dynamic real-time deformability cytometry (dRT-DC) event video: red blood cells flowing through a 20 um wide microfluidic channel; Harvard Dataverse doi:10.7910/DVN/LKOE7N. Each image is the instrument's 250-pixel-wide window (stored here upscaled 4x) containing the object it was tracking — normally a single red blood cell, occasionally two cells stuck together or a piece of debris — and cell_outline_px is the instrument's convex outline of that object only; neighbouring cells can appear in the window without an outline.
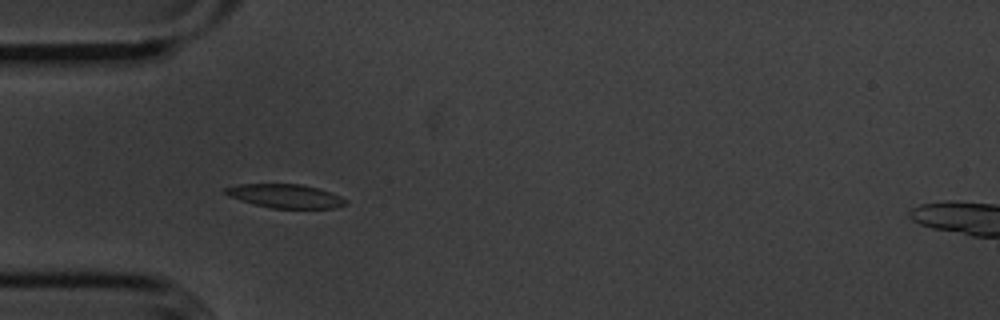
{"species": "common noctule bat (a hibernating species)", "species_latin": "Nyctalus noctula", "temperature_condition": "cold", "stored_images_in_passage": 55, "camera_frame_rate_fps": 3000, "um_per_image_px": 0.085, "animal": {"sex": "male", "body_mass_g": 20.1, "forearm_length_mm": 53.5}, "frame": {"image": 1, "passage_image": 16, "time_ms": 5.0, "image_size_px": [1000, 320], "cell_outline_px": [[348, 204], [336, 208], [272, 208], [240, 200], [228, 196], [220, 192], [224, 188], [236, 184], [300, 184], [316, 188], [340, 196], [348, 200]], "centroid_in_image_um": [24.21, 16.66], "position_along_channel_um": 60.8, "area_um2": 16.65}}
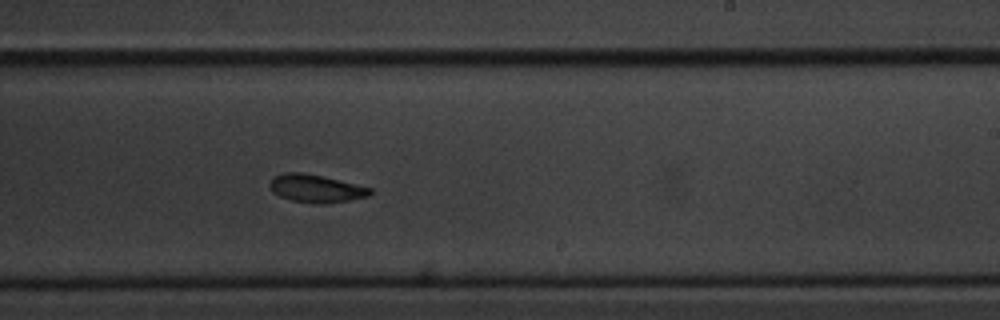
{"frame": {"image": 2, "passage_image": 33, "time_ms": 10.667, "image_size_px": [1000, 320], "cell_outline_px": [[372, 192], [368, 196], [348, 200], [324, 204], [316, 204], [292, 200], [280, 196], [272, 192], [268, 184], [276, 176], [284, 172], [304, 172], [372, 188]], "centroid_in_image_um": [26.83, 16.02], "position_along_channel_um": 262.2, "area_um2": 16.13}}
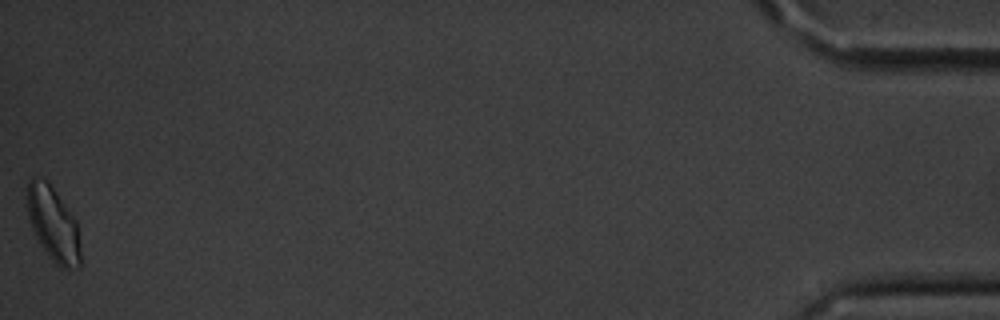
{"frame": {"image": 3, "passage_image": 55, "time_ms": 18.0, "image_size_px": [1000, 320], "cell_outline_px": [[80, 268], [64, 268], [56, 264], [52, 260], [40, 244], [32, 228], [28, 216], [28, 180], [32, 176], [36, 176], [48, 180], [76, 220], [80, 244]], "centroid_in_image_um": [4.53, 19.02], "position_along_channel_um": 430.7, "area_um2": 23.0}, "authors_computed_cell_mechanics": {"area_um2": 17.051, "velocity_mm_per_s": 3.5902, "shape_relaxation_time_tau1_ms": 2.5835, "shape_relaxation_time_tau2_ms": 5.1826, "deformation_change_tau1": 0.1063, "deformation_change_tau2": 0.0841}}